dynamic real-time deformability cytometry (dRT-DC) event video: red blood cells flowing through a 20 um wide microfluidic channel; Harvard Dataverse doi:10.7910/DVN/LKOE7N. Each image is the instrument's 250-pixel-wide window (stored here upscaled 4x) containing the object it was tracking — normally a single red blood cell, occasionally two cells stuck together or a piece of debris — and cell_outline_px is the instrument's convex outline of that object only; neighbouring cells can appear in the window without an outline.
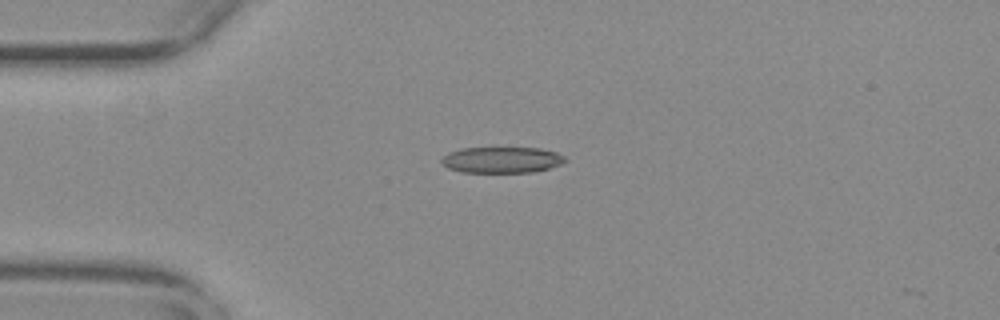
{"species": "common noctule bat (a hibernating species)", "species_latin": "Nyctalus noctula", "temperature_condition": "warm", "stored_images_in_passage": 2, "camera_frame_rate_fps": 3000, "um_per_image_px": 0.085, "animal": {"sex": "female", "body_mass_g": 29.2, "forearm_length_mm": 56.3}, "frame": {"image": 1, "passage_image": 1, "time_ms": 0.0, "image_size_px": [1000, 320], "cell_outline_px": [[568, 160], [560, 164], [548, 168], [532, 172], [460, 172], [448, 168], [440, 160], [448, 152], [460, 148], [540, 148], [556, 152], [564, 156]], "centroid_in_image_um": [42.64, 13.58], "position_along_channel_um": 42.4, "area_um2": 18.73}}